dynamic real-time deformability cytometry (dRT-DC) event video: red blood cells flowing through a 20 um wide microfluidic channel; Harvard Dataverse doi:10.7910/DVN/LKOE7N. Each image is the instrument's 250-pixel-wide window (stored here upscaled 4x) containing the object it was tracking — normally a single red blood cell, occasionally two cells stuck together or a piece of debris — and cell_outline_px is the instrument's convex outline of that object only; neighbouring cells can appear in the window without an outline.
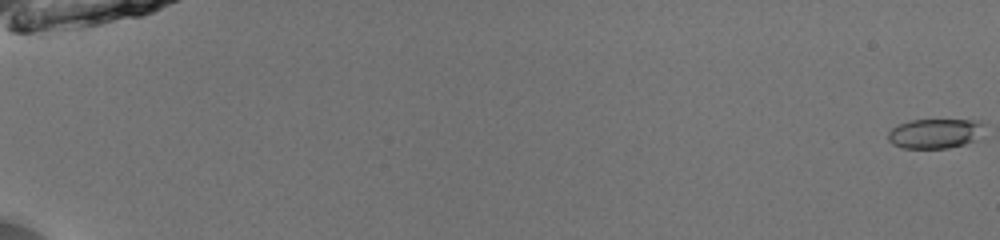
{"species": "common noctule bat (a hibernating species)", "species_latin": "Nyctalus noctula", "temperature_condition": "room temperature", "stored_images_in_passage": 53, "camera_frame_rate_fps": 3000, "um_per_image_px": 0.085, "animal": {"sex": "male", "body_mass_g": 13.0, "forearm_length_mm": 53.1}, "frame": {"image": 1, "passage_image": 1, "time_ms": 0.0, "image_size_px": [1000, 240], "cell_outline_px": [[984, 124], [976, 140], [964, 144], [948, 148], [904, 148], [892, 144], [888, 140], [888, 132], [892, 128], [900, 124], [912, 120], [980, 120]], "centroid_in_image_um": [79.46, 11.35], "position_along_channel_um": 5.5, "area_um2": 16.53}}
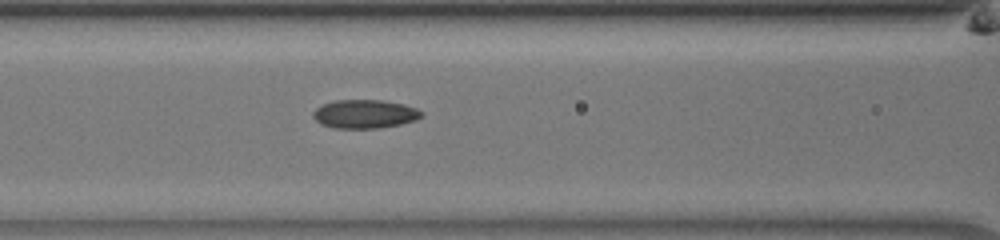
{"frame": {"image": 2, "passage_image": 26, "time_ms": 8.333, "image_size_px": [1000, 240], "cell_outline_px": [[424, 116], [416, 120], [400, 124], [380, 128], [332, 128], [320, 124], [312, 116], [312, 112], [316, 108], [324, 104], [336, 100], [384, 100], [404, 104], [416, 108], [424, 112]], "centroid_in_image_um": [31.02, 9.69], "position_along_channel_um": 135.6, "area_um2": 18.26}}
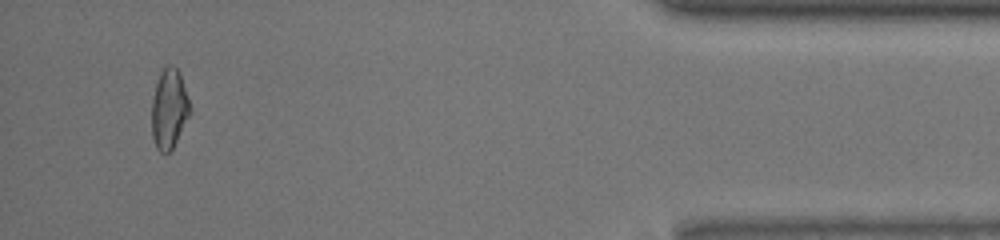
{"frame": {"image": 3, "passage_image": 51, "time_ms": 16.667, "image_size_px": [1000, 240], "cell_outline_px": [[192, 112], [172, 148], [168, 152], [160, 152], [156, 148], [152, 136], [152, 100], [156, 84], [160, 72], [168, 64], [172, 64], [180, 72]], "centroid_in_image_um": [14.38, 9.24], "position_along_channel_um": 420.8, "area_um2": 17.74}, "authors_computed_cell_mechanics": {"area_um2": 17.4556, "velocity_mm_per_s": 4.0427, "shape_relaxation_time_tau1_ms": null, "shape_relaxation_time_tau2_ms": 2.8715, "deformation_change_tau1": null, "deformation_change_tau2": 0.0785}}